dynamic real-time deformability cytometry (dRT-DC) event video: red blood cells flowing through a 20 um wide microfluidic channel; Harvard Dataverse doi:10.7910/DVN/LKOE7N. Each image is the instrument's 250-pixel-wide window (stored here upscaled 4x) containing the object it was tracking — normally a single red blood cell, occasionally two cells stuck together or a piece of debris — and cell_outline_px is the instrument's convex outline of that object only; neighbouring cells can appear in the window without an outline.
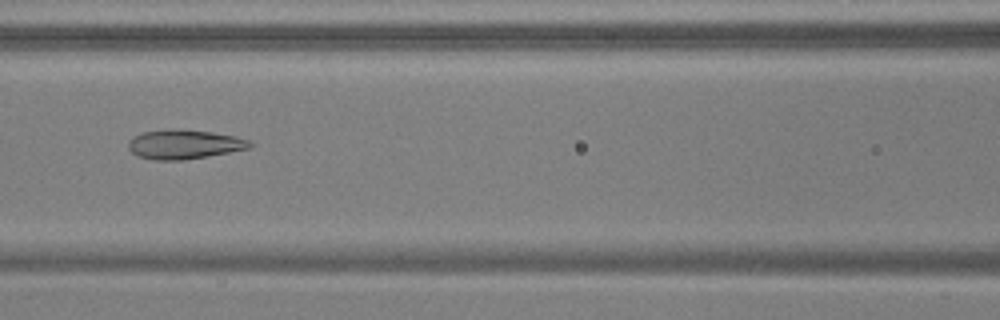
{"species": "common noctule bat (a hibernating species)", "species_latin": "Nyctalus noctula", "temperature_condition": "warm", "stored_images_in_passage": 54, "camera_frame_rate_fps": 3000, "um_per_image_px": 0.085, "animal": {"sex": "male", "body_mass_g": 17.9, "forearm_length_mm": 54.2}, "frame": {"image": 1, "passage_image": 25, "time_ms": 8.0, "image_size_px": [1000, 320], "cell_outline_px": [[252, 148], [208, 156], [184, 160], [156, 160], [136, 156], [128, 148], [128, 140], [132, 136], [144, 132], [212, 132], [236, 136], [248, 140], [252, 144]], "centroid_in_image_um": [15.67, 12.32], "position_along_channel_um": 150.9, "area_um2": 19.94}}
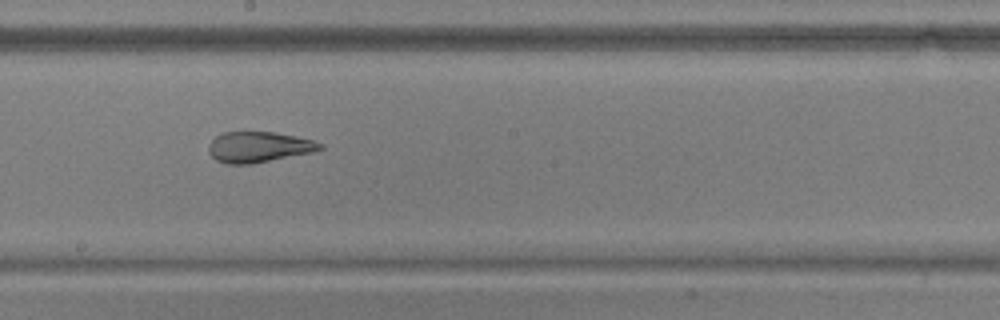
{"frame": {"image": 2, "passage_image": 31, "time_ms": 10.0, "image_size_px": [1000, 320], "cell_outline_px": [[324, 148], [312, 152], [252, 164], [228, 164], [216, 160], [208, 152], [208, 144], [216, 136], [224, 132], [272, 132], [296, 136], [312, 140], [324, 144]], "centroid_in_image_um": [21.98, 12.5], "position_along_channel_um": 226.2, "area_um2": 19.88}}
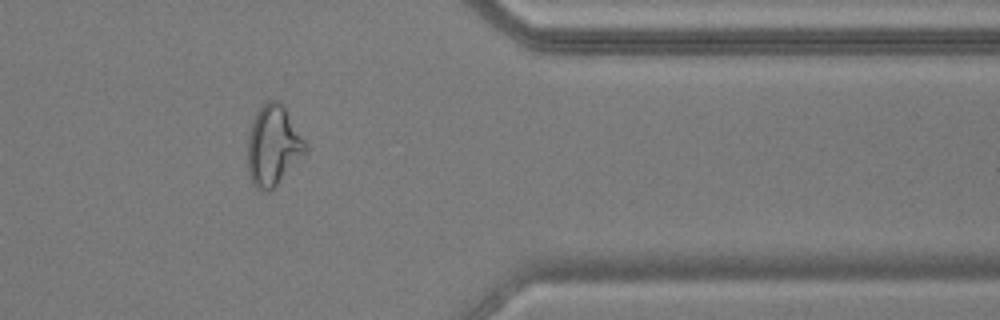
{"frame": {"image": 3, "passage_image": 45, "time_ms": 14.667, "image_size_px": [1000, 320], "cell_outline_px": [[308, 148], [276, 184], [268, 192], [264, 192], [256, 188], [252, 184], [248, 172], [248, 136], [252, 120], [256, 112], [268, 100], [276, 100], [284, 108], [304, 140]], "centroid_in_image_um": [23.16, 12.39], "position_along_channel_um": 388.2, "area_um2": 26.18}, "authors_computed_cell_mechanics": {"area_um2": 25.0274, "velocity_mm_per_s": 3.7764, "shape_relaxation_time_tau1_ms": null, "shape_relaxation_time_tau2_ms": 1.7536, "deformation_change_tau1": null, "deformation_change_tau2": 0.0901}}